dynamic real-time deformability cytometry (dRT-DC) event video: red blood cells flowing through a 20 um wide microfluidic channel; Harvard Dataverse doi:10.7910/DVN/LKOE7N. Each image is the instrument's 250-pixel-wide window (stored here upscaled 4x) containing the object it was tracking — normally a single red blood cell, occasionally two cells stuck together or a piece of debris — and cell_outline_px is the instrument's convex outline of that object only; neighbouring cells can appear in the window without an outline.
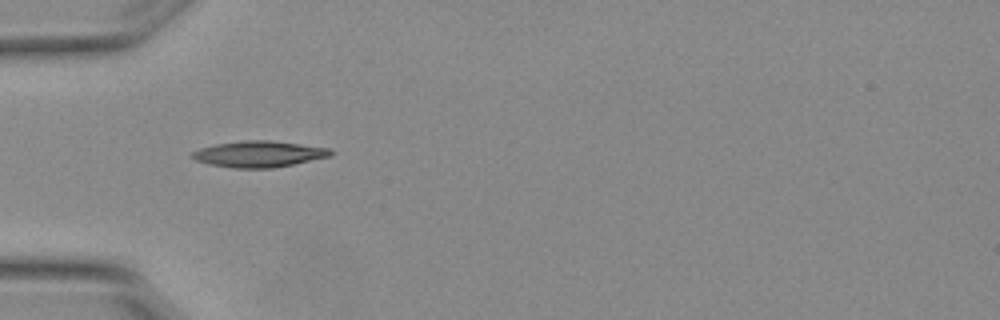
{"species": "Egyptian fruit bat (a non-hibernating species)", "species_latin": "Rousettus aegyptiacus", "temperature_condition": "warm", "stored_images_in_passage": 6, "camera_frame_rate_fps": 3000, "um_per_image_px": 0.085, "animal": {"sex": "female"}, "frame": {"image": 1, "passage_image": 5, "time_ms": 1.333, "image_size_px": [1000, 320], "cell_outline_px": [[332, 152], [328, 156], [292, 164], [272, 168], [232, 168], [208, 164], [196, 160], [192, 156], [192, 152], [200, 148], [216, 144], [244, 140], [268, 140], [332, 148]], "centroid_in_image_um": [21.98, 13.09], "position_along_channel_um": 63.0, "area_um2": 20.87}}
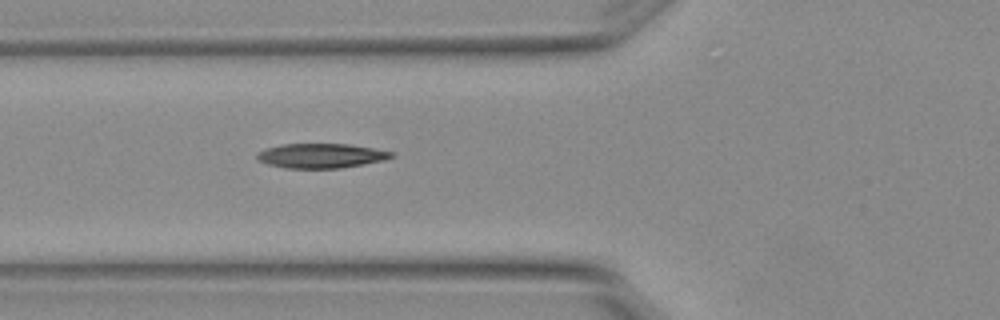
{"frame": {"image": 2, "passage_image": 6, "time_ms": 1.667, "image_size_px": [1000, 320], "cell_outline_px": [[396, 152], [392, 156], [384, 160], [364, 164], [340, 168], [288, 168], [268, 164], [260, 160], [256, 156], [260, 152], [268, 148], [280, 144], [348, 144]], "centroid_in_image_um": [27.33, 13.23], "position_along_channel_um": 98.5, "area_um2": 18.96}}